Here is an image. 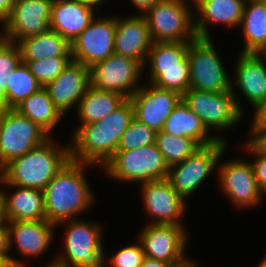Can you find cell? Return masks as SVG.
<instances>
[{"label":"cell","instance_id":"1","mask_svg":"<svg viewBox=\"0 0 266 267\" xmlns=\"http://www.w3.org/2000/svg\"><path fill=\"white\" fill-rule=\"evenodd\" d=\"M133 119L134 109L128 98L105 119L80 125L69 144L71 160L103 167L117 151L121 136Z\"/></svg>","mask_w":266,"mask_h":267},{"label":"cell","instance_id":"2","mask_svg":"<svg viewBox=\"0 0 266 267\" xmlns=\"http://www.w3.org/2000/svg\"><path fill=\"white\" fill-rule=\"evenodd\" d=\"M92 164L69 160L44 188L46 220L55 225L76 219L90 210L95 198L85 178V169Z\"/></svg>","mask_w":266,"mask_h":267},{"label":"cell","instance_id":"3","mask_svg":"<svg viewBox=\"0 0 266 267\" xmlns=\"http://www.w3.org/2000/svg\"><path fill=\"white\" fill-rule=\"evenodd\" d=\"M71 159L70 145L58 146L53 138L15 158L0 170L2 183L44 190Z\"/></svg>","mask_w":266,"mask_h":267},{"label":"cell","instance_id":"4","mask_svg":"<svg viewBox=\"0 0 266 267\" xmlns=\"http://www.w3.org/2000/svg\"><path fill=\"white\" fill-rule=\"evenodd\" d=\"M61 223H67V229L64 233L63 253L55 257V263L59 267H103L105 251L102 234L104 232L99 226L100 223L78 220V218L60 222L57 226Z\"/></svg>","mask_w":266,"mask_h":267},{"label":"cell","instance_id":"5","mask_svg":"<svg viewBox=\"0 0 266 267\" xmlns=\"http://www.w3.org/2000/svg\"><path fill=\"white\" fill-rule=\"evenodd\" d=\"M187 1L161 0L143 14L153 42H191L197 37L189 5L194 2Z\"/></svg>","mask_w":266,"mask_h":267},{"label":"cell","instance_id":"6","mask_svg":"<svg viewBox=\"0 0 266 267\" xmlns=\"http://www.w3.org/2000/svg\"><path fill=\"white\" fill-rule=\"evenodd\" d=\"M114 180L128 183L166 179L169 166L155 144L129 151H116L102 167Z\"/></svg>","mask_w":266,"mask_h":267},{"label":"cell","instance_id":"7","mask_svg":"<svg viewBox=\"0 0 266 267\" xmlns=\"http://www.w3.org/2000/svg\"><path fill=\"white\" fill-rule=\"evenodd\" d=\"M185 104L201 118L204 126L209 129L225 131L238 125L244 118L245 111L240 105L238 94L233 84L231 91L207 92L189 88L183 95Z\"/></svg>","mask_w":266,"mask_h":267},{"label":"cell","instance_id":"8","mask_svg":"<svg viewBox=\"0 0 266 267\" xmlns=\"http://www.w3.org/2000/svg\"><path fill=\"white\" fill-rule=\"evenodd\" d=\"M51 136L14 108L0 111V170L11 160L43 144Z\"/></svg>","mask_w":266,"mask_h":267},{"label":"cell","instance_id":"9","mask_svg":"<svg viewBox=\"0 0 266 267\" xmlns=\"http://www.w3.org/2000/svg\"><path fill=\"white\" fill-rule=\"evenodd\" d=\"M190 88L207 92L231 91L230 77L210 37H196L189 45Z\"/></svg>","mask_w":266,"mask_h":267},{"label":"cell","instance_id":"10","mask_svg":"<svg viewBox=\"0 0 266 267\" xmlns=\"http://www.w3.org/2000/svg\"><path fill=\"white\" fill-rule=\"evenodd\" d=\"M227 146L226 141L221 140L201 146L183 162L170 166L166 179L178 194L187 199L204 184L214 168H218L216 166Z\"/></svg>","mask_w":266,"mask_h":267},{"label":"cell","instance_id":"11","mask_svg":"<svg viewBox=\"0 0 266 267\" xmlns=\"http://www.w3.org/2000/svg\"><path fill=\"white\" fill-rule=\"evenodd\" d=\"M144 66L137 60L113 53L104 61L89 66V86L101 91H112L126 99L138 85Z\"/></svg>","mask_w":266,"mask_h":267},{"label":"cell","instance_id":"12","mask_svg":"<svg viewBox=\"0 0 266 267\" xmlns=\"http://www.w3.org/2000/svg\"><path fill=\"white\" fill-rule=\"evenodd\" d=\"M188 236L184 225L148 222L140 231L138 241L146 257L176 265L187 257L185 252Z\"/></svg>","mask_w":266,"mask_h":267},{"label":"cell","instance_id":"13","mask_svg":"<svg viewBox=\"0 0 266 267\" xmlns=\"http://www.w3.org/2000/svg\"><path fill=\"white\" fill-rule=\"evenodd\" d=\"M96 18L71 42L72 60L88 67L114 53L116 16Z\"/></svg>","mask_w":266,"mask_h":267},{"label":"cell","instance_id":"14","mask_svg":"<svg viewBox=\"0 0 266 267\" xmlns=\"http://www.w3.org/2000/svg\"><path fill=\"white\" fill-rule=\"evenodd\" d=\"M221 192L227 195L235 208L254 207L259 204L263 193L260 191L252 164L242 159H233L217 165Z\"/></svg>","mask_w":266,"mask_h":267},{"label":"cell","instance_id":"15","mask_svg":"<svg viewBox=\"0 0 266 267\" xmlns=\"http://www.w3.org/2000/svg\"><path fill=\"white\" fill-rule=\"evenodd\" d=\"M134 109V119L156 132L162 131L166 119L182 100L173 90L147 84L137 89L129 98Z\"/></svg>","mask_w":266,"mask_h":267},{"label":"cell","instance_id":"16","mask_svg":"<svg viewBox=\"0 0 266 267\" xmlns=\"http://www.w3.org/2000/svg\"><path fill=\"white\" fill-rule=\"evenodd\" d=\"M140 185L146 214L153 219L150 224L183 225L181 219L187 210V201L173 189L167 179L144 182Z\"/></svg>","mask_w":266,"mask_h":267},{"label":"cell","instance_id":"17","mask_svg":"<svg viewBox=\"0 0 266 267\" xmlns=\"http://www.w3.org/2000/svg\"><path fill=\"white\" fill-rule=\"evenodd\" d=\"M53 0H15L12 13L2 25L11 42L50 30Z\"/></svg>","mask_w":266,"mask_h":267},{"label":"cell","instance_id":"18","mask_svg":"<svg viewBox=\"0 0 266 267\" xmlns=\"http://www.w3.org/2000/svg\"><path fill=\"white\" fill-rule=\"evenodd\" d=\"M88 87L89 67L73 60L55 80L44 86L63 117L73 106L77 109Z\"/></svg>","mask_w":266,"mask_h":267},{"label":"cell","instance_id":"19","mask_svg":"<svg viewBox=\"0 0 266 267\" xmlns=\"http://www.w3.org/2000/svg\"><path fill=\"white\" fill-rule=\"evenodd\" d=\"M153 44L143 15L116 17L114 53L139 61L144 67Z\"/></svg>","mask_w":266,"mask_h":267},{"label":"cell","instance_id":"20","mask_svg":"<svg viewBox=\"0 0 266 267\" xmlns=\"http://www.w3.org/2000/svg\"><path fill=\"white\" fill-rule=\"evenodd\" d=\"M56 226L46 219L7 222L10 249L15 245L24 257L42 256L52 244Z\"/></svg>","mask_w":266,"mask_h":267},{"label":"cell","instance_id":"21","mask_svg":"<svg viewBox=\"0 0 266 267\" xmlns=\"http://www.w3.org/2000/svg\"><path fill=\"white\" fill-rule=\"evenodd\" d=\"M195 31L198 37H209L208 24L238 27L243 17L245 0H193Z\"/></svg>","mask_w":266,"mask_h":267},{"label":"cell","instance_id":"22","mask_svg":"<svg viewBox=\"0 0 266 267\" xmlns=\"http://www.w3.org/2000/svg\"><path fill=\"white\" fill-rule=\"evenodd\" d=\"M239 55L234 73L235 83L242 91V95L255 108L266 98V58L257 53Z\"/></svg>","mask_w":266,"mask_h":267},{"label":"cell","instance_id":"23","mask_svg":"<svg viewBox=\"0 0 266 267\" xmlns=\"http://www.w3.org/2000/svg\"><path fill=\"white\" fill-rule=\"evenodd\" d=\"M94 9L71 0H53L50 30L71 43L96 16Z\"/></svg>","mask_w":266,"mask_h":267},{"label":"cell","instance_id":"24","mask_svg":"<svg viewBox=\"0 0 266 267\" xmlns=\"http://www.w3.org/2000/svg\"><path fill=\"white\" fill-rule=\"evenodd\" d=\"M0 183L3 187L16 188L13 193L4 191L7 222L46 219L43 190L2 183L1 177Z\"/></svg>","mask_w":266,"mask_h":267},{"label":"cell","instance_id":"25","mask_svg":"<svg viewBox=\"0 0 266 267\" xmlns=\"http://www.w3.org/2000/svg\"><path fill=\"white\" fill-rule=\"evenodd\" d=\"M162 131L176 137L192 138L200 146L210 145L218 140L225 141L223 136H210V131L204 126L201 118L183 100L178 103L166 119Z\"/></svg>","mask_w":266,"mask_h":267},{"label":"cell","instance_id":"26","mask_svg":"<svg viewBox=\"0 0 266 267\" xmlns=\"http://www.w3.org/2000/svg\"><path fill=\"white\" fill-rule=\"evenodd\" d=\"M17 44L22 61L42 60L45 57H72L71 43L52 30L27 37Z\"/></svg>","mask_w":266,"mask_h":267},{"label":"cell","instance_id":"27","mask_svg":"<svg viewBox=\"0 0 266 267\" xmlns=\"http://www.w3.org/2000/svg\"><path fill=\"white\" fill-rule=\"evenodd\" d=\"M239 26L245 40L240 53L262 54L266 49V2H245Z\"/></svg>","mask_w":266,"mask_h":267},{"label":"cell","instance_id":"28","mask_svg":"<svg viewBox=\"0 0 266 267\" xmlns=\"http://www.w3.org/2000/svg\"><path fill=\"white\" fill-rule=\"evenodd\" d=\"M126 98L116 92L101 91L89 86L77 107L80 125H87L105 119Z\"/></svg>","mask_w":266,"mask_h":267},{"label":"cell","instance_id":"29","mask_svg":"<svg viewBox=\"0 0 266 267\" xmlns=\"http://www.w3.org/2000/svg\"><path fill=\"white\" fill-rule=\"evenodd\" d=\"M14 109L37 123L51 137V131L63 116L54 106L48 91L44 87L30 95Z\"/></svg>","mask_w":266,"mask_h":267},{"label":"cell","instance_id":"30","mask_svg":"<svg viewBox=\"0 0 266 267\" xmlns=\"http://www.w3.org/2000/svg\"><path fill=\"white\" fill-rule=\"evenodd\" d=\"M43 85L30 72L29 67L21 62L11 73L7 83L5 108H15L33 93L39 91Z\"/></svg>","mask_w":266,"mask_h":267},{"label":"cell","instance_id":"31","mask_svg":"<svg viewBox=\"0 0 266 267\" xmlns=\"http://www.w3.org/2000/svg\"><path fill=\"white\" fill-rule=\"evenodd\" d=\"M191 42H153L147 56L149 68L182 67ZM148 63V64H147Z\"/></svg>","mask_w":266,"mask_h":267},{"label":"cell","instance_id":"32","mask_svg":"<svg viewBox=\"0 0 266 267\" xmlns=\"http://www.w3.org/2000/svg\"><path fill=\"white\" fill-rule=\"evenodd\" d=\"M150 84L162 89L173 90L183 95L190 88V64L188 55L182 67L149 68Z\"/></svg>","mask_w":266,"mask_h":267},{"label":"cell","instance_id":"33","mask_svg":"<svg viewBox=\"0 0 266 267\" xmlns=\"http://www.w3.org/2000/svg\"><path fill=\"white\" fill-rule=\"evenodd\" d=\"M156 145L169 167L183 162L201 147L192 138L176 137L164 131L157 132Z\"/></svg>","mask_w":266,"mask_h":267},{"label":"cell","instance_id":"34","mask_svg":"<svg viewBox=\"0 0 266 267\" xmlns=\"http://www.w3.org/2000/svg\"><path fill=\"white\" fill-rule=\"evenodd\" d=\"M157 132L133 119L122 134L117 151H129L156 143Z\"/></svg>","mask_w":266,"mask_h":267},{"label":"cell","instance_id":"35","mask_svg":"<svg viewBox=\"0 0 266 267\" xmlns=\"http://www.w3.org/2000/svg\"><path fill=\"white\" fill-rule=\"evenodd\" d=\"M72 60V57H50L35 61H22L43 85L55 80Z\"/></svg>","mask_w":266,"mask_h":267},{"label":"cell","instance_id":"36","mask_svg":"<svg viewBox=\"0 0 266 267\" xmlns=\"http://www.w3.org/2000/svg\"><path fill=\"white\" fill-rule=\"evenodd\" d=\"M22 62L20 48L17 43L10 42L0 51V93H6L10 73Z\"/></svg>","mask_w":266,"mask_h":267},{"label":"cell","instance_id":"37","mask_svg":"<svg viewBox=\"0 0 266 267\" xmlns=\"http://www.w3.org/2000/svg\"><path fill=\"white\" fill-rule=\"evenodd\" d=\"M136 243L117 250L108 259L109 261L104 258L103 267L106 266V263H109L111 267H140L146 256L141 243Z\"/></svg>","mask_w":266,"mask_h":267},{"label":"cell","instance_id":"38","mask_svg":"<svg viewBox=\"0 0 266 267\" xmlns=\"http://www.w3.org/2000/svg\"><path fill=\"white\" fill-rule=\"evenodd\" d=\"M245 151L247 150L255 157L254 161H250L254 170L258 187L263 194H266V155L259 153L248 141L243 144Z\"/></svg>","mask_w":266,"mask_h":267},{"label":"cell","instance_id":"39","mask_svg":"<svg viewBox=\"0 0 266 267\" xmlns=\"http://www.w3.org/2000/svg\"><path fill=\"white\" fill-rule=\"evenodd\" d=\"M10 242L9 231L7 224H0V259H11L12 267H19L25 265L26 262L12 258L9 254Z\"/></svg>","mask_w":266,"mask_h":267},{"label":"cell","instance_id":"40","mask_svg":"<svg viewBox=\"0 0 266 267\" xmlns=\"http://www.w3.org/2000/svg\"><path fill=\"white\" fill-rule=\"evenodd\" d=\"M248 142L261 154L266 155V127H251Z\"/></svg>","mask_w":266,"mask_h":267},{"label":"cell","instance_id":"41","mask_svg":"<svg viewBox=\"0 0 266 267\" xmlns=\"http://www.w3.org/2000/svg\"><path fill=\"white\" fill-rule=\"evenodd\" d=\"M251 127H266V98L255 108Z\"/></svg>","mask_w":266,"mask_h":267},{"label":"cell","instance_id":"42","mask_svg":"<svg viewBox=\"0 0 266 267\" xmlns=\"http://www.w3.org/2000/svg\"><path fill=\"white\" fill-rule=\"evenodd\" d=\"M15 0H0V24H4L12 13Z\"/></svg>","mask_w":266,"mask_h":267},{"label":"cell","instance_id":"43","mask_svg":"<svg viewBox=\"0 0 266 267\" xmlns=\"http://www.w3.org/2000/svg\"><path fill=\"white\" fill-rule=\"evenodd\" d=\"M160 1L161 0H130V2L139 10L140 15H143L147 10Z\"/></svg>","mask_w":266,"mask_h":267},{"label":"cell","instance_id":"44","mask_svg":"<svg viewBox=\"0 0 266 267\" xmlns=\"http://www.w3.org/2000/svg\"><path fill=\"white\" fill-rule=\"evenodd\" d=\"M172 265L157 259L145 257L140 267H171Z\"/></svg>","mask_w":266,"mask_h":267},{"label":"cell","instance_id":"45","mask_svg":"<svg viewBox=\"0 0 266 267\" xmlns=\"http://www.w3.org/2000/svg\"><path fill=\"white\" fill-rule=\"evenodd\" d=\"M0 224H7L4 189L0 188Z\"/></svg>","mask_w":266,"mask_h":267},{"label":"cell","instance_id":"46","mask_svg":"<svg viewBox=\"0 0 266 267\" xmlns=\"http://www.w3.org/2000/svg\"><path fill=\"white\" fill-rule=\"evenodd\" d=\"M1 29H3L4 32L2 31L0 34V51L11 42L9 39V34L4 26Z\"/></svg>","mask_w":266,"mask_h":267},{"label":"cell","instance_id":"47","mask_svg":"<svg viewBox=\"0 0 266 267\" xmlns=\"http://www.w3.org/2000/svg\"><path fill=\"white\" fill-rule=\"evenodd\" d=\"M195 260H191L190 257L186 258L184 261H182L179 264L172 265L171 267H197L198 263L194 262Z\"/></svg>","mask_w":266,"mask_h":267},{"label":"cell","instance_id":"48","mask_svg":"<svg viewBox=\"0 0 266 267\" xmlns=\"http://www.w3.org/2000/svg\"><path fill=\"white\" fill-rule=\"evenodd\" d=\"M71 1H74L76 3H80V4H84V5H87L89 7H96V5L98 6L100 4V2L103 3V1L105 0H71Z\"/></svg>","mask_w":266,"mask_h":267},{"label":"cell","instance_id":"49","mask_svg":"<svg viewBox=\"0 0 266 267\" xmlns=\"http://www.w3.org/2000/svg\"><path fill=\"white\" fill-rule=\"evenodd\" d=\"M0 267H12L11 259H0Z\"/></svg>","mask_w":266,"mask_h":267},{"label":"cell","instance_id":"50","mask_svg":"<svg viewBox=\"0 0 266 267\" xmlns=\"http://www.w3.org/2000/svg\"><path fill=\"white\" fill-rule=\"evenodd\" d=\"M5 109V99L4 96L0 93V111Z\"/></svg>","mask_w":266,"mask_h":267},{"label":"cell","instance_id":"51","mask_svg":"<svg viewBox=\"0 0 266 267\" xmlns=\"http://www.w3.org/2000/svg\"><path fill=\"white\" fill-rule=\"evenodd\" d=\"M19 267H25V265ZM43 267H59V266L55 263V259L53 258V260L49 261V264L47 266Z\"/></svg>","mask_w":266,"mask_h":267},{"label":"cell","instance_id":"52","mask_svg":"<svg viewBox=\"0 0 266 267\" xmlns=\"http://www.w3.org/2000/svg\"><path fill=\"white\" fill-rule=\"evenodd\" d=\"M257 267H266V255L265 257L259 262V265Z\"/></svg>","mask_w":266,"mask_h":267},{"label":"cell","instance_id":"53","mask_svg":"<svg viewBox=\"0 0 266 267\" xmlns=\"http://www.w3.org/2000/svg\"><path fill=\"white\" fill-rule=\"evenodd\" d=\"M246 2H266V0H245Z\"/></svg>","mask_w":266,"mask_h":267},{"label":"cell","instance_id":"54","mask_svg":"<svg viewBox=\"0 0 266 267\" xmlns=\"http://www.w3.org/2000/svg\"><path fill=\"white\" fill-rule=\"evenodd\" d=\"M262 55L266 58V49L264 50V52L262 53Z\"/></svg>","mask_w":266,"mask_h":267}]
</instances>
